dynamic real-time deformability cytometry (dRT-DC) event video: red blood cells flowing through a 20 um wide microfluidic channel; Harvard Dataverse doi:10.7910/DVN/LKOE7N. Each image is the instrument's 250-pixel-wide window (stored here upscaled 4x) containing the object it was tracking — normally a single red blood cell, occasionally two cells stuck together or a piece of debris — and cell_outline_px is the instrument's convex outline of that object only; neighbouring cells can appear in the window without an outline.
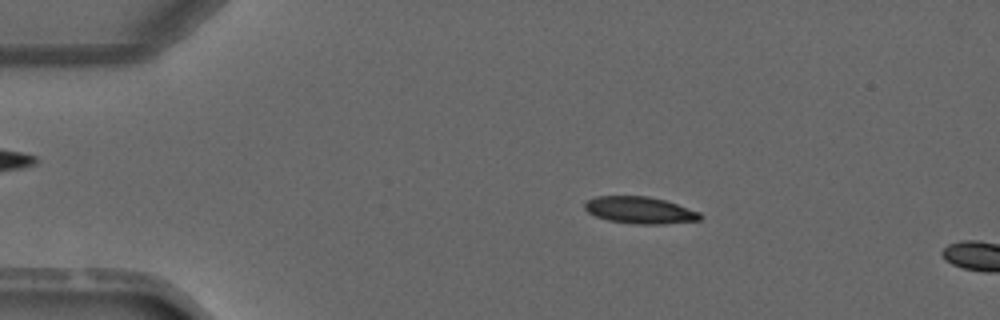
{"species": "common noctule bat (a hibernating species)", "species_latin": "Nyctalus noctula", "temperature_condition": "warm", "stored_images_in_passage": 3, "camera_frame_rate_fps": 3000, "um_per_image_px": 0.085, "animal": {"sex": "male", "forearm_length_mm": 52.5}, "frame": {"image": 1, "passage_image": 2, "time_ms": 1.333, "image_size_px": [1000, 320], "cell_outline_px": [[704, 216], [700, 220], [664, 224], [632, 224], [608, 220], [596, 216], [588, 212], [584, 208], [584, 204], [588, 200], [596, 196], [648, 196], [664, 200], [700, 212]], "centroid_in_image_um": [54.4, 17.87], "position_along_channel_um": 30.6, "area_um2": 18.09}}